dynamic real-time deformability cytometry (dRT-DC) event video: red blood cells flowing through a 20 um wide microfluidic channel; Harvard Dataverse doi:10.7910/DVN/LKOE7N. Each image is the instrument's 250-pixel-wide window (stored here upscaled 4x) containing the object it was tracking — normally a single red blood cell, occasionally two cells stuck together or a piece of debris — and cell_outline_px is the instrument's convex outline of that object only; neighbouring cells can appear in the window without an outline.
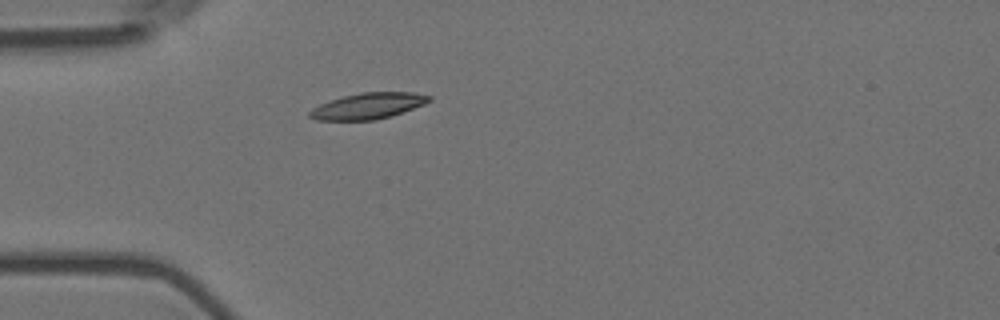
{"species": "Egyptian fruit bat (a non-hibernating species)", "species_latin": "Rousettus aegyptiacus", "temperature_condition": "room temperature", "stored_images_in_passage": 13, "camera_frame_rate_fps": 3000, "um_per_image_px": 0.085, "animal": {"sex": "female"}, "frame": {"image": 1, "passage_image": 1, "time_ms": 0.0, "image_size_px": [1000, 320], "cell_outline_px": [[432, 100], [424, 104], [392, 116], [376, 120], [316, 120], [308, 116], [308, 112], [312, 108], [320, 104], [344, 96], [360, 92], [412, 92], [432, 96]], "centroid_in_image_um": [31.29, 9.01], "position_along_channel_um": 53.7, "area_um2": 18.15}}
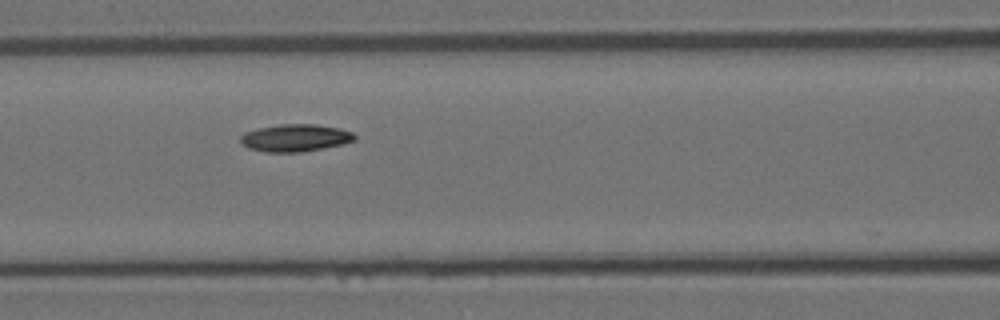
{"frame": {"image": 2, "passage_image": 9, "time_ms": 2.667, "image_size_px": [1000, 320], "cell_outline_px": [[356, 140], [340, 144], [300, 152], [264, 152], [248, 148], [240, 140], [240, 136], [244, 132], [260, 128], [280, 124], [316, 124], [340, 128], [352, 132], [356, 136]], "centroid_in_image_um": [25.09, 11.71], "position_along_channel_um": 141.5, "area_um2": 18.03}}
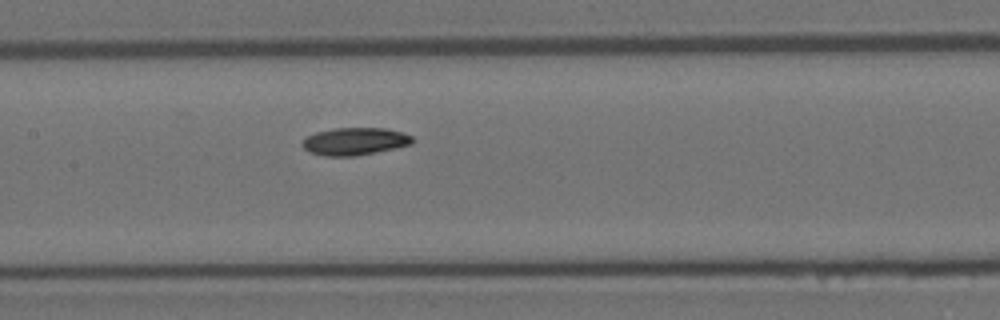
{"frame": {"image": 3, "passage_image": 12, "time_ms": 3.667, "image_size_px": [1000, 320], "cell_outline_px": [[416, 140], [412, 144], [396, 148], [356, 156], [324, 156], [308, 152], [304, 148], [304, 140], [308, 136], [316, 132], [336, 128], [384, 128], [400, 132], [412, 136]], "centroid_in_image_um": [30.19, 12.02], "position_along_channel_um": 177.2, "area_um2": 17.57}}